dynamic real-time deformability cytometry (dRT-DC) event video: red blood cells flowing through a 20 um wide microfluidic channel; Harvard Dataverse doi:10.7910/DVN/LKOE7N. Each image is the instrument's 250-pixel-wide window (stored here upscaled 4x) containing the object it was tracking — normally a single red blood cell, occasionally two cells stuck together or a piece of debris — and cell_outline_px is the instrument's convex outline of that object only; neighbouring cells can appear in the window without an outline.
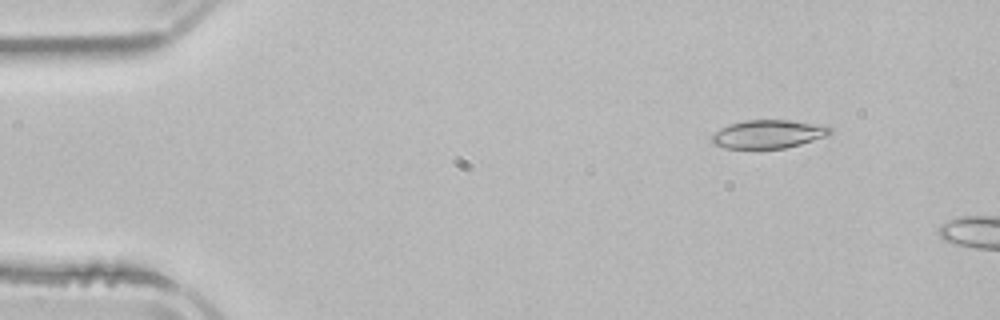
{"species": "common noctule bat (a hibernating species)", "species_latin": "Nyctalus noctula", "temperature_condition": "room temperature", "stored_images_in_passage": 2, "camera_frame_rate_fps": 3000, "um_per_image_px": 0.085, "animal": {"sex": "male", "body_mass_g": 21.5, "forearm_length_mm": 52.0}, "frame": {"image": 1, "passage_image": 2, "time_ms": 2.333, "image_size_px": [1000, 320], "cell_outline_px": [[832, 132], [828, 136], [800, 144], [784, 148], [724, 148], [712, 144], [712, 136], [720, 128], [728, 124], [744, 120], [788, 120], [824, 124], [832, 128]], "centroid_in_image_um": [65.33, 11.39], "position_along_channel_um": 19.7, "area_um2": 19.71}}